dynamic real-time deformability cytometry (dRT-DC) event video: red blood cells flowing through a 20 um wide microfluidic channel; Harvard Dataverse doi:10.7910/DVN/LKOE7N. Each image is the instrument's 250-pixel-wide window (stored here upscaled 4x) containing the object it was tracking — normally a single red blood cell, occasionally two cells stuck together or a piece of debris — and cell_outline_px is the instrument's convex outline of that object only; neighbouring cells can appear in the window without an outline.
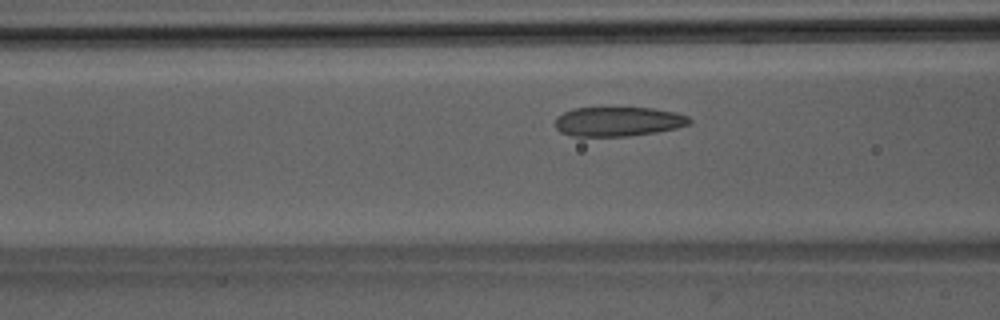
{"species": "Egyptian fruit bat (a non-hibernating species)", "species_latin": "Rousettus aegyptiacus", "temperature_condition": "room temperature", "stored_images_in_passage": 43, "camera_frame_rate_fps": 3000, "um_per_image_px": 0.085, "animal": {"sex": "male"}, "frame": {"image": 1, "passage_image": 12, "time_ms": 3.667, "image_size_px": [1000, 320], "cell_outline_px": [[692, 124], [676, 128], [656, 132], [628, 136], [572, 136], [560, 132], [556, 128], [556, 116], [572, 108], [652, 108], [676, 112], [688, 116], [692, 120]], "centroid_in_image_um": [52.56, 10.33], "position_along_channel_um": 114.0, "area_um2": 23.12}}
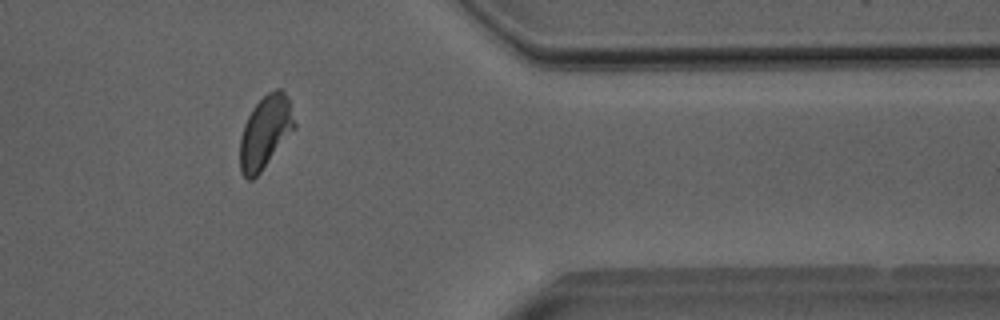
{"frame": {"image": 2, "passage_image": 34, "time_ms": 11.0, "image_size_px": [1000, 320], "cell_outline_px": [[296, 128], [260, 172], [252, 180], [248, 180], [240, 172], [240, 136], [244, 124], [252, 108], [268, 92], [276, 88], [280, 88], [288, 96], [296, 124]], "centroid_in_image_um": [22.55, 11.22], "position_along_channel_um": 388.8, "area_um2": 23.12}}
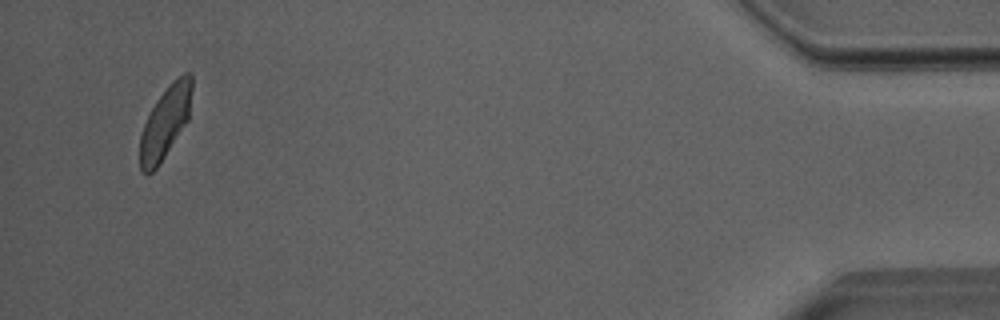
{"frame": {"image": 3, "passage_image": 41, "time_ms": 13.333, "image_size_px": [1000, 320], "cell_outline_px": [[192, 88], [188, 120], [156, 168], [152, 172], [140, 172], [140, 136], [144, 124], [156, 100], [172, 80], [184, 72], [192, 72]], "centroid_in_image_um": [14.06, 10.34], "position_along_channel_um": 421.1, "area_um2": 21.5}, "authors_computed_cell_mechanics": {"area_um2": 23.12, "velocity_mm_per_s": 3.9935, "shape_relaxation_time_tau1_ms": 3.3142, "shape_relaxation_time_tau2_ms": 1.1296, "deformation_change_tau1": 0.1124, "deformation_change_tau2": 0.0567}}